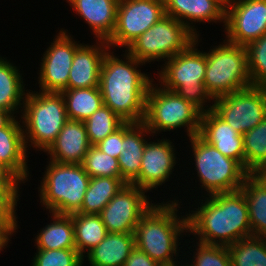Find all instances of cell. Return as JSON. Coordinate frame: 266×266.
Returning <instances> with one entry per match:
<instances>
[{
    "mask_svg": "<svg viewBox=\"0 0 266 266\" xmlns=\"http://www.w3.org/2000/svg\"><path fill=\"white\" fill-rule=\"evenodd\" d=\"M21 183H0V213L6 214L17 226L16 207Z\"/></svg>",
    "mask_w": 266,
    "mask_h": 266,
    "instance_id": "cell-38",
    "label": "cell"
},
{
    "mask_svg": "<svg viewBox=\"0 0 266 266\" xmlns=\"http://www.w3.org/2000/svg\"><path fill=\"white\" fill-rule=\"evenodd\" d=\"M195 171L205 196L239 190L250 174L237 160L224 156L199 135L189 138ZM208 193V194H207Z\"/></svg>",
    "mask_w": 266,
    "mask_h": 266,
    "instance_id": "cell-9",
    "label": "cell"
},
{
    "mask_svg": "<svg viewBox=\"0 0 266 266\" xmlns=\"http://www.w3.org/2000/svg\"><path fill=\"white\" fill-rule=\"evenodd\" d=\"M28 92L20 109L25 147L45 152L68 121L65 101L61 92Z\"/></svg>",
    "mask_w": 266,
    "mask_h": 266,
    "instance_id": "cell-5",
    "label": "cell"
},
{
    "mask_svg": "<svg viewBox=\"0 0 266 266\" xmlns=\"http://www.w3.org/2000/svg\"><path fill=\"white\" fill-rule=\"evenodd\" d=\"M155 86V87H154ZM158 83L149 86L143 123L151 136L181 127L187 128V137L199 134L202 112L175 91L158 87Z\"/></svg>",
    "mask_w": 266,
    "mask_h": 266,
    "instance_id": "cell-7",
    "label": "cell"
},
{
    "mask_svg": "<svg viewBox=\"0 0 266 266\" xmlns=\"http://www.w3.org/2000/svg\"><path fill=\"white\" fill-rule=\"evenodd\" d=\"M134 248V234L108 233L84 257H87L90 266H124V263Z\"/></svg>",
    "mask_w": 266,
    "mask_h": 266,
    "instance_id": "cell-24",
    "label": "cell"
},
{
    "mask_svg": "<svg viewBox=\"0 0 266 266\" xmlns=\"http://www.w3.org/2000/svg\"><path fill=\"white\" fill-rule=\"evenodd\" d=\"M225 40L247 46L266 33V0H227Z\"/></svg>",
    "mask_w": 266,
    "mask_h": 266,
    "instance_id": "cell-14",
    "label": "cell"
},
{
    "mask_svg": "<svg viewBox=\"0 0 266 266\" xmlns=\"http://www.w3.org/2000/svg\"><path fill=\"white\" fill-rule=\"evenodd\" d=\"M68 120L85 121L103 105L99 87L65 89L61 91Z\"/></svg>",
    "mask_w": 266,
    "mask_h": 266,
    "instance_id": "cell-30",
    "label": "cell"
},
{
    "mask_svg": "<svg viewBox=\"0 0 266 266\" xmlns=\"http://www.w3.org/2000/svg\"><path fill=\"white\" fill-rule=\"evenodd\" d=\"M0 183H23L7 166L0 163Z\"/></svg>",
    "mask_w": 266,
    "mask_h": 266,
    "instance_id": "cell-42",
    "label": "cell"
},
{
    "mask_svg": "<svg viewBox=\"0 0 266 266\" xmlns=\"http://www.w3.org/2000/svg\"><path fill=\"white\" fill-rule=\"evenodd\" d=\"M198 135L224 156L237 160L245 168L243 135L236 132L213 109L202 113Z\"/></svg>",
    "mask_w": 266,
    "mask_h": 266,
    "instance_id": "cell-17",
    "label": "cell"
},
{
    "mask_svg": "<svg viewBox=\"0 0 266 266\" xmlns=\"http://www.w3.org/2000/svg\"><path fill=\"white\" fill-rule=\"evenodd\" d=\"M245 169L250 174L266 172V118L243 134Z\"/></svg>",
    "mask_w": 266,
    "mask_h": 266,
    "instance_id": "cell-31",
    "label": "cell"
},
{
    "mask_svg": "<svg viewBox=\"0 0 266 266\" xmlns=\"http://www.w3.org/2000/svg\"><path fill=\"white\" fill-rule=\"evenodd\" d=\"M223 43L205 52L204 84L213 99L252 86L246 47L226 40Z\"/></svg>",
    "mask_w": 266,
    "mask_h": 266,
    "instance_id": "cell-8",
    "label": "cell"
},
{
    "mask_svg": "<svg viewBox=\"0 0 266 266\" xmlns=\"http://www.w3.org/2000/svg\"><path fill=\"white\" fill-rule=\"evenodd\" d=\"M145 193L146 190L133 184H125L119 190L99 213L108 233L134 234L139 221L154 204Z\"/></svg>",
    "mask_w": 266,
    "mask_h": 266,
    "instance_id": "cell-13",
    "label": "cell"
},
{
    "mask_svg": "<svg viewBox=\"0 0 266 266\" xmlns=\"http://www.w3.org/2000/svg\"><path fill=\"white\" fill-rule=\"evenodd\" d=\"M124 123L125 121L105 105H102L84 121L91 145L98 144Z\"/></svg>",
    "mask_w": 266,
    "mask_h": 266,
    "instance_id": "cell-33",
    "label": "cell"
},
{
    "mask_svg": "<svg viewBox=\"0 0 266 266\" xmlns=\"http://www.w3.org/2000/svg\"><path fill=\"white\" fill-rule=\"evenodd\" d=\"M14 117L0 128V163L7 166L23 183L28 181L27 150L22 124Z\"/></svg>",
    "mask_w": 266,
    "mask_h": 266,
    "instance_id": "cell-22",
    "label": "cell"
},
{
    "mask_svg": "<svg viewBox=\"0 0 266 266\" xmlns=\"http://www.w3.org/2000/svg\"><path fill=\"white\" fill-rule=\"evenodd\" d=\"M16 115L13 116L10 112L0 109V128L6 126Z\"/></svg>",
    "mask_w": 266,
    "mask_h": 266,
    "instance_id": "cell-43",
    "label": "cell"
},
{
    "mask_svg": "<svg viewBox=\"0 0 266 266\" xmlns=\"http://www.w3.org/2000/svg\"><path fill=\"white\" fill-rule=\"evenodd\" d=\"M124 266H160L155 260L151 259L144 251L136 246L130 253Z\"/></svg>",
    "mask_w": 266,
    "mask_h": 266,
    "instance_id": "cell-41",
    "label": "cell"
},
{
    "mask_svg": "<svg viewBox=\"0 0 266 266\" xmlns=\"http://www.w3.org/2000/svg\"><path fill=\"white\" fill-rule=\"evenodd\" d=\"M38 188L40 203L49 213L71 215L83 204L90 176L82 164L49 161Z\"/></svg>",
    "mask_w": 266,
    "mask_h": 266,
    "instance_id": "cell-6",
    "label": "cell"
},
{
    "mask_svg": "<svg viewBox=\"0 0 266 266\" xmlns=\"http://www.w3.org/2000/svg\"><path fill=\"white\" fill-rule=\"evenodd\" d=\"M201 201L196 211L186 214L187 233L197 235L198 242L229 246L252 236L248 204L241 189L213 194Z\"/></svg>",
    "mask_w": 266,
    "mask_h": 266,
    "instance_id": "cell-1",
    "label": "cell"
},
{
    "mask_svg": "<svg viewBox=\"0 0 266 266\" xmlns=\"http://www.w3.org/2000/svg\"><path fill=\"white\" fill-rule=\"evenodd\" d=\"M195 37L182 22L165 15L125 50L146 65L174 57L184 51Z\"/></svg>",
    "mask_w": 266,
    "mask_h": 266,
    "instance_id": "cell-10",
    "label": "cell"
},
{
    "mask_svg": "<svg viewBox=\"0 0 266 266\" xmlns=\"http://www.w3.org/2000/svg\"><path fill=\"white\" fill-rule=\"evenodd\" d=\"M165 14L182 22L195 36H199L195 22L225 24L227 0H164ZM188 20V21H187ZM193 25V26H192Z\"/></svg>",
    "mask_w": 266,
    "mask_h": 266,
    "instance_id": "cell-18",
    "label": "cell"
},
{
    "mask_svg": "<svg viewBox=\"0 0 266 266\" xmlns=\"http://www.w3.org/2000/svg\"><path fill=\"white\" fill-rule=\"evenodd\" d=\"M240 189L248 204L252 236L266 237V177L249 174Z\"/></svg>",
    "mask_w": 266,
    "mask_h": 266,
    "instance_id": "cell-25",
    "label": "cell"
},
{
    "mask_svg": "<svg viewBox=\"0 0 266 266\" xmlns=\"http://www.w3.org/2000/svg\"><path fill=\"white\" fill-rule=\"evenodd\" d=\"M18 226L4 213H0V252L11 241L9 238L16 234ZM11 235V236H10Z\"/></svg>",
    "mask_w": 266,
    "mask_h": 266,
    "instance_id": "cell-40",
    "label": "cell"
},
{
    "mask_svg": "<svg viewBox=\"0 0 266 266\" xmlns=\"http://www.w3.org/2000/svg\"><path fill=\"white\" fill-rule=\"evenodd\" d=\"M113 53H106L100 72L99 88L103 105L125 122H143L147 92L154 79L137 69L144 63L126 50L123 53L125 60Z\"/></svg>",
    "mask_w": 266,
    "mask_h": 266,
    "instance_id": "cell-2",
    "label": "cell"
},
{
    "mask_svg": "<svg viewBox=\"0 0 266 266\" xmlns=\"http://www.w3.org/2000/svg\"><path fill=\"white\" fill-rule=\"evenodd\" d=\"M73 219L75 247L84 258L96 247L108 234L107 228L99 214L74 213L70 215Z\"/></svg>",
    "mask_w": 266,
    "mask_h": 266,
    "instance_id": "cell-28",
    "label": "cell"
},
{
    "mask_svg": "<svg viewBox=\"0 0 266 266\" xmlns=\"http://www.w3.org/2000/svg\"><path fill=\"white\" fill-rule=\"evenodd\" d=\"M82 165L90 177L122 178L118 159L102 152L96 145L89 148Z\"/></svg>",
    "mask_w": 266,
    "mask_h": 266,
    "instance_id": "cell-34",
    "label": "cell"
},
{
    "mask_svg": "<svg viewBox=\"0 0 266 266\" xmlns=\"http://www.w3.org/2000/svg\"><path fill=\"white\" fill-rule=\"evenodd\" d=\"M89 25L96 40L108 41L116 27L119 0H66Z\"/></svg>",
    "mask_w": 266,
    "mask_h": 266,
    "instance_id": "cell-21",
    "label": "cell"
},
{
    "mask_svg": "<svg viewBox=\"0 0 266 266\" xmlns=\"http://www.w3.org/2000/svg\"><path fill=\"white\" fill-rule=\"evenodd\" d=\"M36 251L32 266H83L85 261L76 249Z\"/></svg>",
    "mask_w": 266,
    "mask_h": 266,
    "instance_id": "cell-37",
    "label": "cell"
},
{
    "mask_svg": "<svg viewBox=\"0 0 266 266\" xmlns=\"http://www.w3.org/2000/svg\"><path fill=\"white\" fill-rule=\"evenodd\" d=\"M124 137V124L116 131L100 141L96 146L104 153L119 158L121 156L122 141Z\"/></svg>",
    "mask_w": 266,
    "mask_h": 266,
    "instance_id": "cell-39",
    "label": "cell"
},
{
    "mask_svg": "<svg viewBox=\"0 0 266 266\" xmlns=\"http://www.w3.org/2000/svg\"><path fill=\"white\" fill-rule=\"evenodd\" d=\"M69 34V35H68ZM41 58L38 84L43 92L68 89V78L76 49L81 45L63 28Z\"/></svg>",
    "mask_w": 266,
    "mask_h": 266,
    "instance_id": "cell-15",
    "label": "cell"
},
{
    "mask_svg": "<svg viewBox=\"0 0 266 266\" xmlns=\"http://www.w3.org/2000/svg\"><path fill=\"white\" fill-rule=\"evenodd\" d=\"M227 247L231 266H266V237L250 236Z\"/></svg>",
    "mask_w": 266,
    "mask_h": 266,
    "instance_id": "cell-32",
    "label": "cell"
},
{
    "mask_svg": "<svg viewBox=\"0 0 266 266\" xmlns=\"http://www.w3.org/2000/svg\"><path fill=\"white\" fill-rule=\"evenodd\" d=\"M212 103L213 110L243 135L266 118V87L250 86L218 97Z\"/></svg>",
    "mask_w": 266,
    "mask_h": 266,
    "instance_id": "cell-11",
    "label": "cell"
},
{
    "mask_svg": "<svg viewBox=\"0 0 266 266\" xmlns=\"http://www.w3.org/2000/svg\"><path fill=\"white\" fill-rule=\"evenodd\" d=\"M147 133L151 134L143 122L124 123V137L118 162L121 177L128 184L139 175L143 151L147 143L145 138Z\"/></svg>",
    "mask_w": 266,
    "mask_h": 266,
    "instance_id": "cell-23",
    "label": "cell"
},
{
    "mask_svg": "<svg viewBox=\"0 0 266 266\" xmlns=\"http://www.w3.org/2000/svg\"><path fill=\"white\" fill-rule=\"evenodd\" d=\"M23 80L18 67L0 56V109L10 112L13 116L19 114L28 91L25 90Z\"/></svg>",
    "mask_w": 266,
    "mask_h": 266,
    "instance_id": "cell-26",
    "label": "cell"
},
{
    "mask_svg": "<svg viewBox=\"0 0 266 266\" xmlns=\"http://www.w3.org/2000/svg\"><path fill=\"white\" fill-rule=\"evenodd\" d=\"M165 15L164 0H119L116 27L107 44L127 48Z\"/></svg>",
    "mask_w": 266,
    "mask_h": 266,
    "instance_id": "cell-12",
    "label": "cell"
},
{
    "mask_svg": "<svg viewBox=\"0 0 266 266\" xmlns=\"http://www.w3.org/2000/svg\"><path fill=\"white\" fill-rule=\"evenodd\" d=\"M83 44V45H82ZM75 52L69 72L68 89L99 87L103 59L110 50L106 41L82 43Z\"/></svg>",
    "mask_w": 266,
    "mask_h": 266,
    "instance_id": "cell-19",
    "label": "cell"
},
{
    "mask_svg": "<svg viewBox=\"0 0 266 266\" xmlns=\"http://www.w3.org/2000/svg\"><path fill=\"white\" fill-rule=\"evenodd\" d=\"M199 37L196 36L184 51L166 60L165 64H162L164 66H161V71H157L159 73L157 78L159 77L160 86L175 91L204 113L213 109L214 104L205 103H210L214 99L204 84L206 55L205 52L196 48L200 42Z\"/></svg>",
    "mask_w": 266,
    "mask_h": 266,
    "instance_id": "cell-4",
    "label": "cell"
},
{
    "mask_svg": "<svg viewBox=\"0 0 266 266\" xmlns=\"http://www.w3.org/2000/svg\"><path fill=\"white\" fill-rule=\"evenodd\" d=\"M175 146L169 139L146 143L139 175L130 183L147 192L158 188L170 178L176 165Z\"/></svg>",
    "mask_w": 266,
    "mask_h": 266,
    "instance_id": "cell-16",
    "label": "cell"
},
{
    "mask_svg": "<svg viewBox=\"0 0 266 266\" xmlns=\"http://www.w3.org/2000/svg\"><path fill=\"white\" fill-rule=\"evenodd\" d=\"M252 86L266 87V33L246 46Z\"/></svg>",
    "mask_w": 266,
    "mask_h": 266,
    "instance_id": "cell-35",
    "label": "cell"
},
{
    "mask_svg": "<svg viewBox=\"0 0 266 266\" xmlns=\"http://www.w3.org/2000/svg\"><path fill=\"white\" fill-rule=\"evenodd\" d=\"M179 203L181 201L176 198L174 201L154 203L143 215L134 232L135 246L160 266H178L175 264L177 258L174 257L179 254V237L182 238L188 232L187 215H177Z\"/></svg>",
    "mask_w": 266,
    "mask_h": 266,
    "instance_id": "cell-3",
    "label": "cell"
},
{
    "mask_svg": "<svg viewBox=\"0 0 266 266\" xmlns=\"http://www.w3.org/2000/svg\"><path fill=\"white\" fill-rule=\"evenodd\" d=\"M91 146L84 122L68 120L45 153L50 161L82 164Z\"/></svg>",
    "mask_w": 266,
    "mask_h": 266,
    "instance_id": "cell-20",
    "label": "cell"
},
{
    "mask_svg": "<svg viewBox=\"0 0 266 266\" xmlns=\"http://www.w3.org/2000/svg\"><path fill=\"white\" fill-rule=\"evenodd\" d=\"M125 184L128 183L123 178L91 177L77 213L99 214Z\"/></svg>",
    "mask_w": 266,
    "mask_h": 266,
    "instance_id": "cell-29",
    "label": "cell"
},
{
    "mask_svg": "<svg viewBox=\"0 0 266 266\" xmlns=\"http://www.w3.org/2000/svg\"><path fill=\"white\" fill-rule=\"evenodd\" d=\"M53 222L35 236L37 250L76 249L73 219L70 215L50 213Z\"/></svg>",
    "mask_w": 266,
    "mask_h": 266,
    "instance_id": "cell-27",
    "label": "cell"
},
{
    "mask_svg": "<svg viewBox=\"0 0 266 266\" xmlns=\"http://www.w3.org/2000/svg\"><path fill=\"white\" fill-rule=\"evenodd\" d=\"M197 249L193 253L191 264L184 266H231V257L227 246L205 244L196 241Z\"/></svg>",
    "mask_w": 266,
    "mask_h": 266,
    "instance_id": "cell-36",
    "label": "cell"
}]
</instances>
